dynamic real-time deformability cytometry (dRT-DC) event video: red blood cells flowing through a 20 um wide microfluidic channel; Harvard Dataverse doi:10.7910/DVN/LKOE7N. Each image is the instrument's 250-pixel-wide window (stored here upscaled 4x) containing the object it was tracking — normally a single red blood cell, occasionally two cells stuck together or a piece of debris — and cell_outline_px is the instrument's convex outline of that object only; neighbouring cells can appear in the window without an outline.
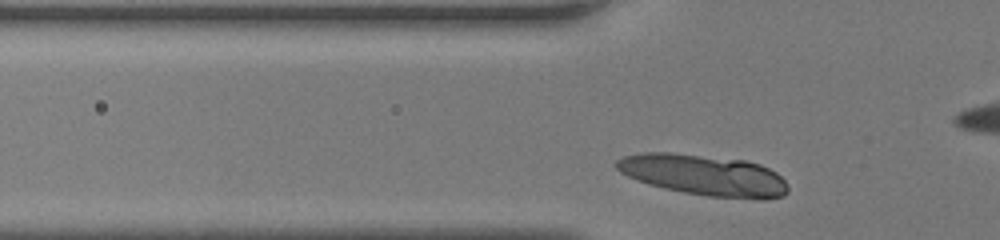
{"species": "human", "species_latin": "Homo sapiens", "temperature_condition": "room temperature", "stored_images_in_passage": 38, "camera_frame_rate_fps": 3000, "um_per_image_px": 0.085, "donor": {"sex": "female"}, "frame": {"image": 1, "passage_image": 11, "time_ms": 3.333, "image_size_px": [1000, 240], "cell_outline_px": [[788, 192], [784, 196], [764, 200], [760, 200], [708, 196], [684, 192], [664, 188], [648, 184], [636, 180], [620, 172], [616, 168], [616, 160], [624, 156], [644, 152], [672, 152], [744, 160], [760, 164], [776, 172], [788, 184]], "centroid_in_image_um": [59.86, 14.89], "position_along_channel_um": 65.9, "area_um2": 41.15}}
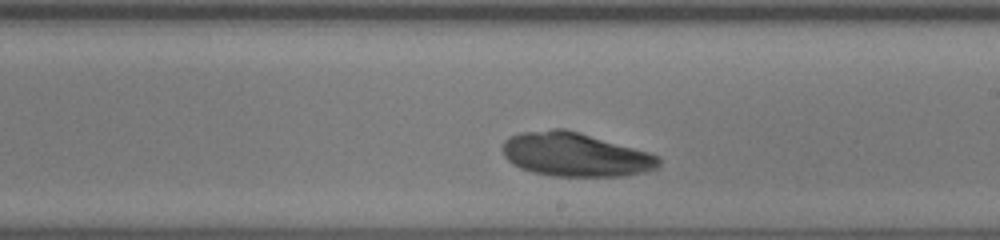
{"frame": {"image": 2, "passage_image": 26, "time_ms": 8.333, "image_size_px": [1000, 240], "cell_outline_px": [[660, 164], [656, 168], [648, 172], [624, 176], [552, 176], [532, 172], [520, 168], [512, 164], [504, 156], [504, 140], [508, 136], [520, 132], [552, 128], [564, 128], [580, 132], [648, 152], [660, 156]], "centroid_in_image_um": [48.89, 13.14], "position_along_channel_um": 240.1, "area_um2": 40.17}}
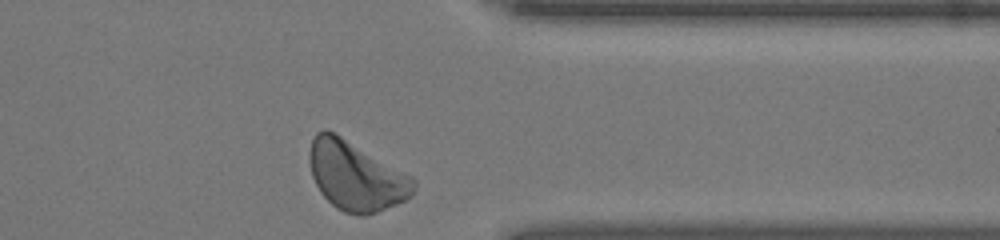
{"frame": {"image": 3, "passage_image": 38, "time_ms": 12.333, "image_size_px": [1000, 240], "cell_outline_px": [[416, 188], [412, 196], [396, 204], [376, 212], [364, 216], [360, 216], [344, 212], [336, 208], [320, 192], [312, 176], [308, 160], [308, 152], [312, 140], [316, 132], [324, 128], [336, 132], [412, 176], [416, 180]], "centroid_in_image_um": [30.24, 14.93], "position_along_channel_um": 381.2, "area_um2": 42.37}, "authors_computed_cell_mechanics": {"area_um2": 40.46, "velocity_mm_per_s": 3.6505, "shape_relaxation_time_tau1_ms": 1.1032, "shape_relaxation_time_tau2_ms": null, "deformation_change_tau1": 0.0886, "deformation_change_tau2": null}}